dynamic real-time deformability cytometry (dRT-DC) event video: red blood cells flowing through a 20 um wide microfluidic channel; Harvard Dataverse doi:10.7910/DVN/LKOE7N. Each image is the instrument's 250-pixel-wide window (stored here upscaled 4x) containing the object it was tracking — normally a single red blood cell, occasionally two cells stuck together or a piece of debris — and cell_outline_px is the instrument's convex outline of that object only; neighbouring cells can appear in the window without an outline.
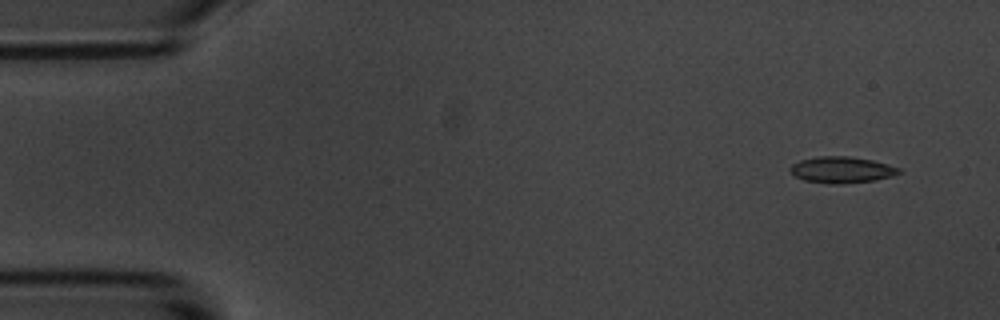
{"species": "common noctule bat (a hibernating species)", "species_latin": "Nyctalus noctula", "temperature_condition": "room temperature", "stored_images_in_passage": 5, "camera_frame_rate_fps": 3000, "um_per_image_px": 0.085, "animal": {"sex": "male", "body_mass_g": 20.1, "forearm_length_mm": 53.5}, "frame": {"image": 1, "passage_image": 1, "time_ms": 0.0, "image_size_px": [1000, 320], "cell_outline_px": [[904, 172], [892, 176], [876, 180], [844, 184], [828, 184], [804, 180], [796, 176], [788, 168], [792, 164], [800, 160], [816, 156], [848, 156], [872, 160], [888, 164], [900, 168]], "centroid_in_image_um": [71.57, 14.44], "position_along_channel_um": 13.4, "area_um2": 16.88}}
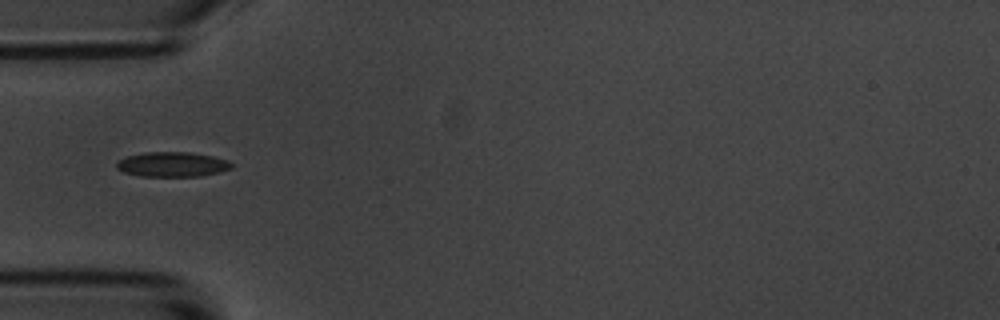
{"frame": {"image": 2, "passage_image": 5, "time_ms": 4.667, "image_size_px": [1000, 320], "cell_outline_px": [[236, 164], [232, 168], [220, 172], [200, 176], [140, 176], [124, 172], [116, 168], [116, 160], [128, 156], [144, 152], [188, 152], [212, 156], [228, 160]], "centroid_in_image_um": [14.66, 13.97], "position_along_channel_um": 70.3, "area_um2": 16.76}}